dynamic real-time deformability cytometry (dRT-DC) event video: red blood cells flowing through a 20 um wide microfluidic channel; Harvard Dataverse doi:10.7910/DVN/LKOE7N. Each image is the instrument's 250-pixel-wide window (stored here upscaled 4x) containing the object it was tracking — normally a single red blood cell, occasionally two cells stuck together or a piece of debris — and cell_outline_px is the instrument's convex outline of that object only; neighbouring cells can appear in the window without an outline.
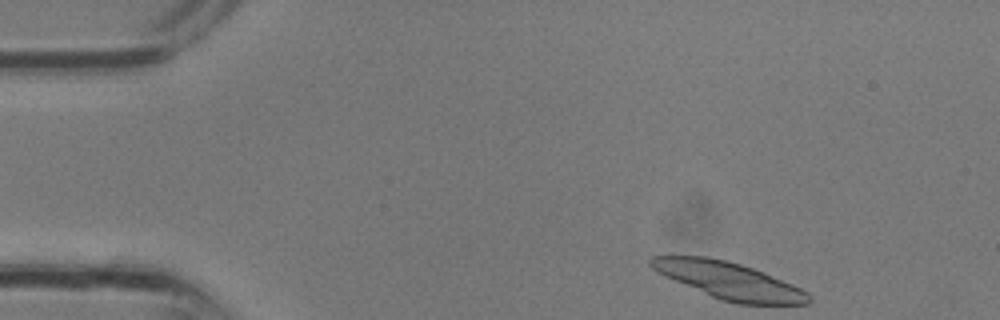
{"species": "common noctule bat (a hibernating species)", "species_latin": "Nyctalus noctula", "temperature_condition": "room temperature", "stored_images_in_passage": 29, "segment_of_instrument_passage": [1, 2], "camera_frame_rate_fps": 3000, "um_per_image_px": 0.085, "animal": {"sex": "male", "body_mass_g": 13.3}, "frame": {"image": 1, "passage_image": 1, "time_ms": 0.0, "image_size_px": [1000, 320], "cell_outline_px": [[812, 300], [808, 304], [736, 304], [720, 300], [676, 280], [652, 268], [648, 264], [648, 260], [652, 256], [708, 256], [740, 264], [764, 272], [792, 284], [808, 292], [812, 296]], "centroid_in_image_um": [62.02, 23.85], "position_along_channel_um": 23.0, "area_um2": 33.52}}